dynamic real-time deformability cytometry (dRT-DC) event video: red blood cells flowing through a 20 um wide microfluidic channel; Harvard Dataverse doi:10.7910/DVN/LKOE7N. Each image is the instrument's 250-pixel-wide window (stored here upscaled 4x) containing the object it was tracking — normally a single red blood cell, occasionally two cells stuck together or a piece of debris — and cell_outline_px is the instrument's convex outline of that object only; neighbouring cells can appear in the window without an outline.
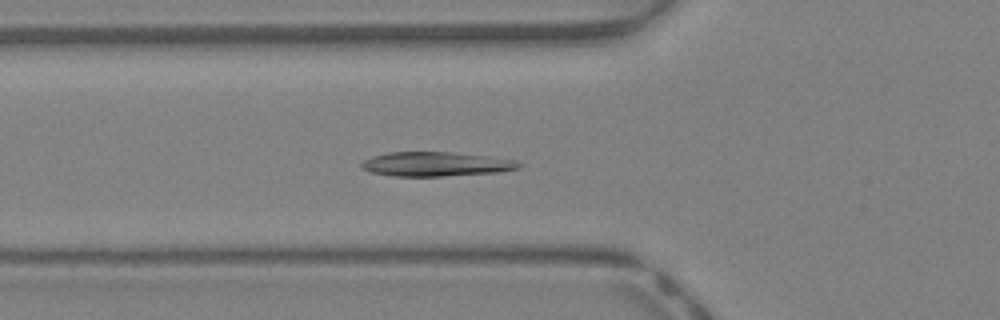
{"species": "Egyptian fruit bat (a non-hibernating species)", "species_latin": "Rousettus aegyptiacus", "temperature_condition": "warm", "stored_images_in_passage": 41, "camera_frame_rate_fps": 3000, "um_per_image_px": 0.085, "animal": {"sex": "female"}, "frame": {"image": 1, "passage_image": 15, "time_ms": 4.667, "image_size_px": [1000, 320], "cell_outline_px": [[524, 164], [520, 168], [500, 172], [440, 176], [392, 176], [372, 172], [360, 168], [360, 164], [364, 160], [372, 156], [388, 152], [448, 152], [488, 156], [516, 160]], "centroid_in_image_um": [37.07, 13.95], "position_along_channel_um": 88.7, "area_um2": 22.37}}
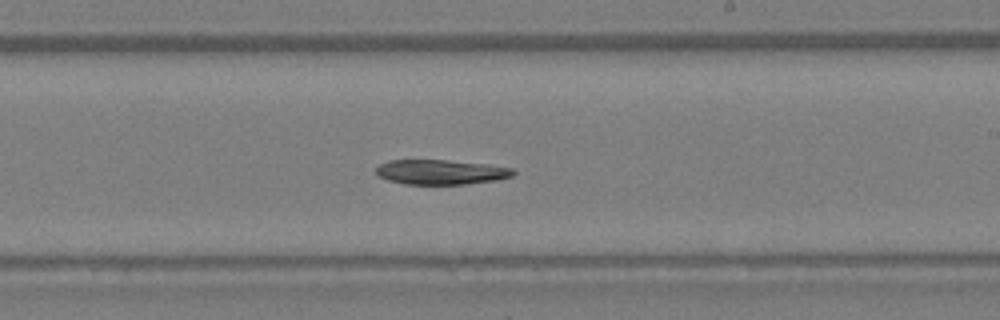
{"frame": {"image": 2, "passage_image": 25, "time_ms": 8.0, "image_size_px": [1000, 320], "cell_outline_px": [[516, 172], [512, 176], [496, 180], [464, 184], [404, 184], [388, 180], [380, 176], [376, 172], [376, 168], [380, 164], [388, 160], [448, 160], [484, 164], [512, 168]], "centroid_in_image_um": [37.46, 14.62], "position_along_channel_um": 251.5, "area_um2": 19.65}}
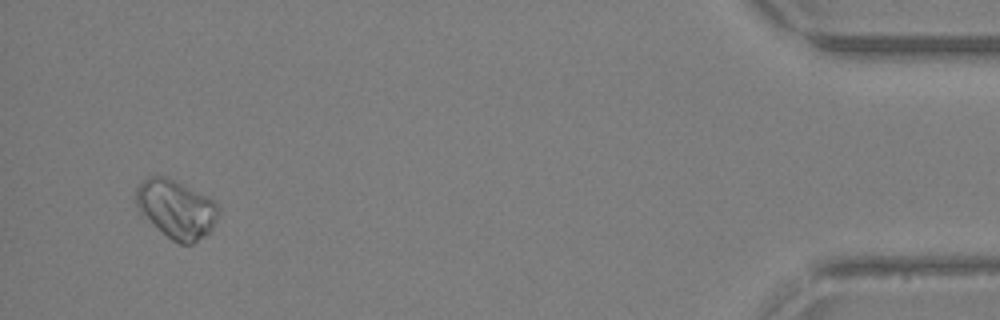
{"frame": {"image": 3, "passage_image": 40, "time_ms": 13.0, "image_size_px": [1000, 320], "cell_outline_px": [[220, 212], [212, 228], [204, 236], [192, 244], [180, 244], [172, 240], [140, 212], [136, 208], [136, 188], [148, 176], [168, 176], [208, 196], [220, 208]], "centroid_in_image_um": [15.0, 17.74], "position_along_channel_um": 420.2, "area_um2": 27.92}, "authors_computed_cell_mechanics": {"area_um2": 22.831, "velocity_mm_per_s": 4.8884, "shape_relaxation_time_tau1_ms": 5.8345, "shape_relaxation_time_tau2_ms": null, "deformation_change_tau1": 0.1157, "deformation_change_tau2": null}}